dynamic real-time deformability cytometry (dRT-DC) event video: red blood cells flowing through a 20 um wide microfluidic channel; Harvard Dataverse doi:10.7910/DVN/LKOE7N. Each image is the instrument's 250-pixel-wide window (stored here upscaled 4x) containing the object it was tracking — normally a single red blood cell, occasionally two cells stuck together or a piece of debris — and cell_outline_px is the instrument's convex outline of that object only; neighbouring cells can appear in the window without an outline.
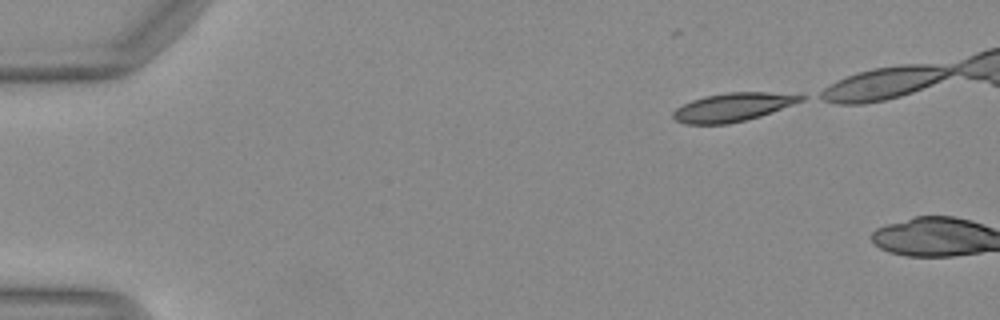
{"species": "Egyptian fruit bat (a non-hibernating species)", "species_latin": "Rousettus aegyptiacus", "temperature_condition": "warm", "stored_images_in_passage": 2, "camera_frame_rate_fps": 3000, "um_per_image_px": 0.085, "animal": {"sex": "female"}, "frame": {"image": 1, "passage_image": 2, "time_ms": 0.333, "image_size_px": [1000, 320], "cell_outline_px": [[804, 100], [760, 116], [728, 124], [684, 124], [676, 120], [672, 116], [672, 112], [676, 108], [692, 100], [704, 96], [728, 92], [768, 92], [804, 96]], "centroid_in_image_um": [62.23, 9.11], "position_along_channel_um": 22.8, "area_um2": 20.92}}